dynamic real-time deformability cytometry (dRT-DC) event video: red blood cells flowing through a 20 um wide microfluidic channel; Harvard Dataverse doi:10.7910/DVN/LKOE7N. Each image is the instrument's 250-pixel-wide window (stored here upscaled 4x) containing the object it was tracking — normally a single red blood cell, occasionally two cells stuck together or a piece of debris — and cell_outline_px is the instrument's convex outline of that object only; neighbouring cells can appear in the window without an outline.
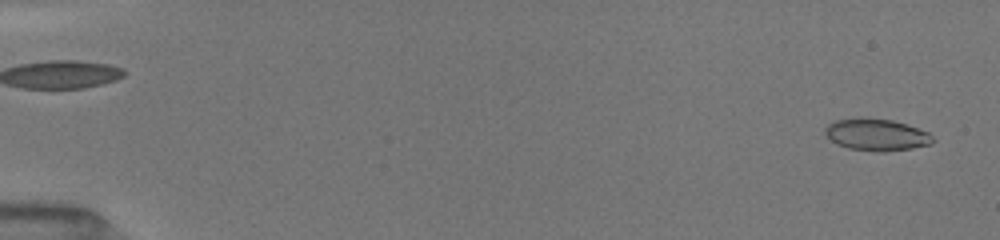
{"species": "common noctule bat (a hibernating species)", "species_latin": "Nyctalus noctula", "temperature_condition": "room temperature", "stored_images_in_passage": 15, "camera_frame_rate_fps": 3000, "um_per_image_px": 0.085, "animal": {"sex": "female", "body_mass_g": 19.5, "forearm_length_mm": 54.1}, "frame": {"image": 1, "passage_image": 1, "time_ms": 0.0, "image_size_px": [1000, 240], "cell_outline_px": [[936, 140], [932, 144], [912, 148], [884, 152], [880, 152], [848, 148], [836, 144], [824, 132], [824, 128], [828, 124], [836, 120], [860, 116], [892, 120], [928, 132]], "centroid_in_image_um": [74.49, 11.44], "position_along_channel_um": 10.5, "area_um2": 20.17}}
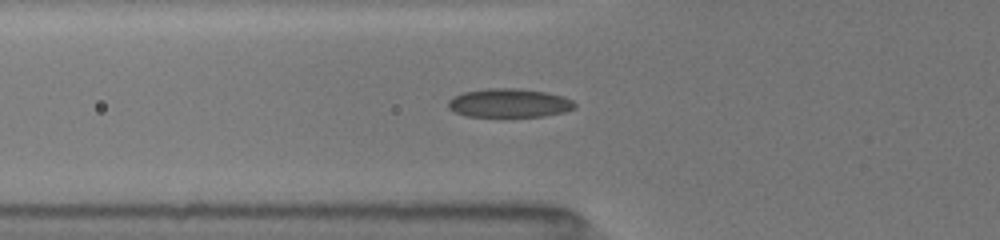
{"frame": {"image": 2, "passage_image": 11, "time_ms": 5.667, "image_size_px": [1000, 240], "cell_outline_px": [[576, 108], [564, 112], [544, 116], [464, 116], [448, 108], [448, 100], [452, 96], [464, 92], [488, 88], [516, 88], [548, 92], [564, 96], [572, 100], [576, 104]], "centroid_in_image_um": [43.29, 8.75], "position_along_channel_um": 82.5, "area_um2": 21.33}}
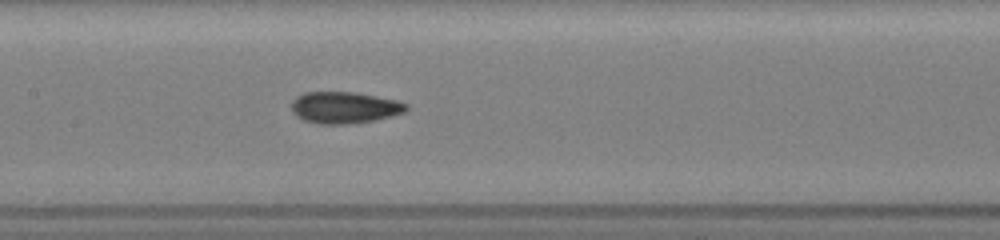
{"frame": {"image": 3, "passage_image": 15, "time_ms": 8.0, "image_size_px": [1000, 240], "cell_outline_px": [[408, 108], [404, 112], [392, 116], [372, 120], [344, 124], [316, 124], [304, 120], [296, 116], [292, 112], [292, 100], [296, 96], [304, 92], [356, 92], [396, 100], [408, 104]], "centroid_in_image_um": [29.25, 9.13], "position_along_channel_um": 178.2, "area_um2": 21.15}}